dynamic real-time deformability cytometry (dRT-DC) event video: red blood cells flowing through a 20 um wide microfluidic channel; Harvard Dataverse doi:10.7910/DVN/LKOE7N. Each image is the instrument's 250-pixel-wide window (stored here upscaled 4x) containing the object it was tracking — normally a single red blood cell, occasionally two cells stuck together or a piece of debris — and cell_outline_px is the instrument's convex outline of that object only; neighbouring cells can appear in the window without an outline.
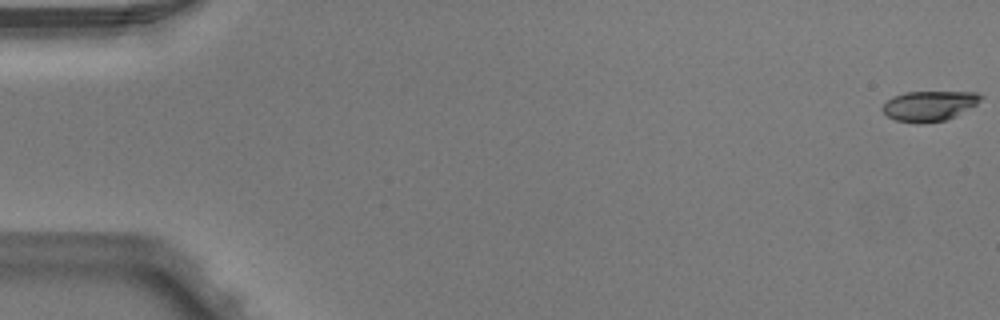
{"species": "Egyptian fruit bat (a non-hibernating species)", "species_latin": "Rousettus aegyptiacus", "temperature_condition": "warm", "stored_images_in_passage": 6, "camera_frame_rate_fps": 3000, "um_per_image_px": 0.085, "animal": {"sex": "male"}, "frame": {"image": 1, "passage_image": 1, "time_ms": 0.0, "image_size_px": [1000, 320], "cell_outline_px": [[984, 96], [976, 104], [956, 116], [944, 120], [920, 124], [896, 120], [888, 116], [880, 108], [892, 96], [908, 92], [976, 92]], "centroid_in_image_um": [78.98, 9.0], "position_along_channel_um": 6.0, "area_um2": 17.17}}
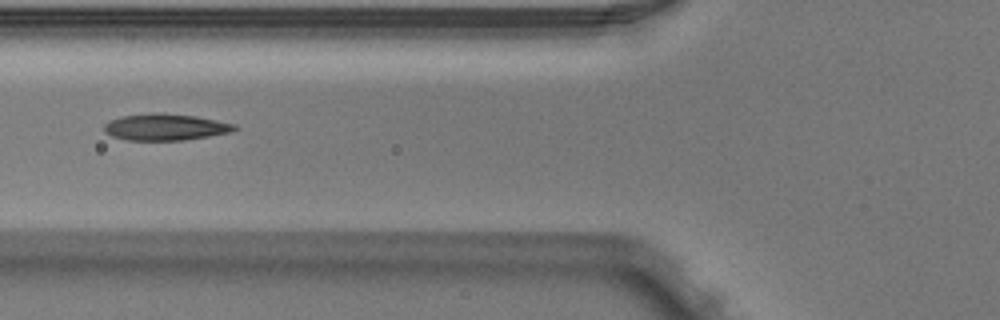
{"frame": {"image": 2, "passage_image": 6, "time_ms": 1.667, "image_size_px": [1000, 320], "cell_outline_px": [[240, 128], [232, 132], [184, 140], [128, 140], [112, 136], [104, 132], [104, 124], [108, 120], [120, 116], [152, 112], [164, 112], [196, 116], [236, 124]], "centroid_in_image_um": [14.05, 10.78], "position_along_channel_um": 111.7, "area_um2": 20.52}}